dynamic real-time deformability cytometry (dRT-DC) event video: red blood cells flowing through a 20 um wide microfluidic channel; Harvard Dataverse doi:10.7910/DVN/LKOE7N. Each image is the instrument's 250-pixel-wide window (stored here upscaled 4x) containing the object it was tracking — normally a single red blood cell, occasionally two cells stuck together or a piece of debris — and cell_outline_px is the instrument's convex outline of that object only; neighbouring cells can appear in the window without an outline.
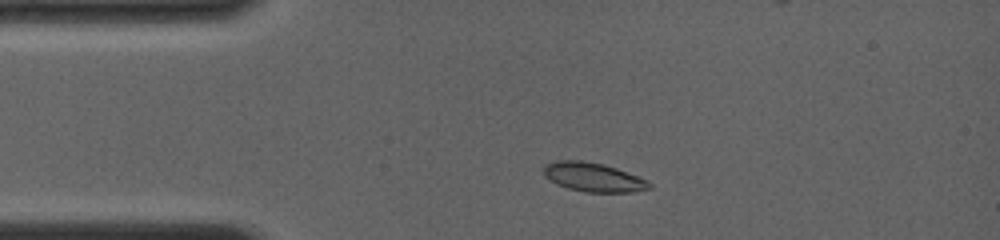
{"species": "common noctule bat (a hibernating species)", "species_latin": "Nyctalus noctula", "temperature_condition": "room temperature", "stored_images_in_passage": 5, "camera_frame_rate_fps": 4000, "um_per_image_px": 0.085, "animal": {"sex": "female", "body_mass_g": 19.0, "forearm_length_mm": 56.7}, "frame": {"image": 1, "passage_image": 3, "time_ms": 1.25, "image_size_px": [1000, 240], "cell_outline_px": [[652, 188], [636, 192], [584, 192], [568, 188], [556, 184], [544, 176], [544, 164], [556, 160], [580, 160], [604, 164], [616, 168], [648, 180], [652, 184]], "centroid_in_image_um": [50.44, 15.06], "position_along_channel_um": 34.6, "area_um2": 18.03}}